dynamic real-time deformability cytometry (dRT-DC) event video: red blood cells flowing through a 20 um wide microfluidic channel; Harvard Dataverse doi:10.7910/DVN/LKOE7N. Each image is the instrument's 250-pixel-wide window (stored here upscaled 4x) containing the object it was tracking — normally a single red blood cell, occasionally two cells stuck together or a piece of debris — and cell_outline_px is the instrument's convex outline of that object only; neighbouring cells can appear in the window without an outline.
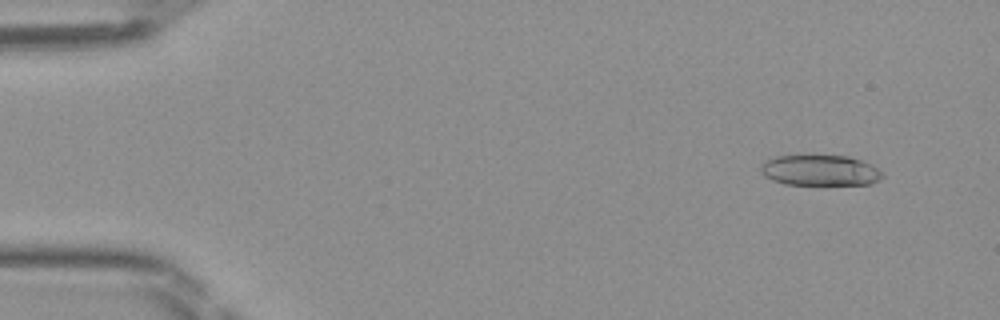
{"species": "Egyptian fruit bat (a non-hibernating species)", "species_latin": "Rousettus aegyptiacus", "temperature_condition": "room temperature", "stored_images_in_passage": 48, "camera_frame_rate_fps": 3000, "um_per_image_px": 0.085, "frame": {"image": 1, "passage_image": 4, "time_ms": 1.0, "image_size_px": [1000, 320], "cell_outline_px": [[884, 176], [880, 180], [868, 184], [784, 184], [772, 180], [764, 176], [760, 172], [760, 168], [764, 160], [776, 156], [800, 152], [812, 152], [848, 156], [872, 164], [884, 172]], "centroid_in_image_um": [69.67, 14.41], "position_along_channel_um": 15.3, "area_um2": 23.0}}
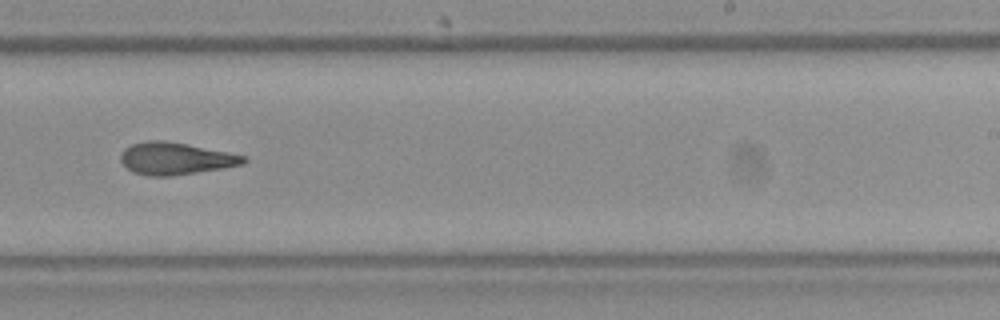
{"frame": {"image": 2, "passage_image": 30, "time_ms": 9.667, "image_size_px": [1000, 320], "cell_outline_px": [[248, 160], [244, 164], [224, 168], [172, 176], [148, 176], [132, 172], [120, 160], [120, 152], [124, 148], [132, 144], [148, 140], [164, 140], [228, 152], [248, 156]], "centroid_in_image_um": [14.92, 13.48], "position_along_channel_um": 274.1, "area_um2": 23.18}}
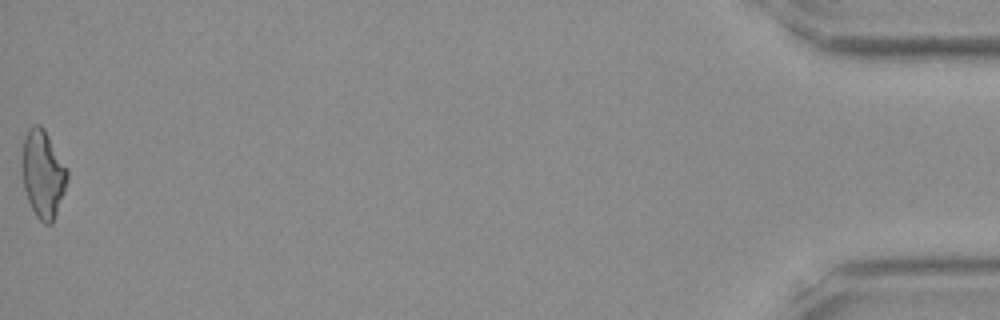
{"frame": {"image": 3, "passage_image": 48, "time_ms": 15.667, "image_size_px": [1000, 320], "cell_outline_px": [[68, 180], [64, 192], [52, 224], [44, 224], [36, 216], [28, 200], [24, 188], [24, 136], [28, 128], [32, 124], [40, 124], [44, 128], [68, 168]], "centroid_in_image_um": [3.69, 14.77], "position_along_channel_um": 431.5, "area_um2": 22.77}}